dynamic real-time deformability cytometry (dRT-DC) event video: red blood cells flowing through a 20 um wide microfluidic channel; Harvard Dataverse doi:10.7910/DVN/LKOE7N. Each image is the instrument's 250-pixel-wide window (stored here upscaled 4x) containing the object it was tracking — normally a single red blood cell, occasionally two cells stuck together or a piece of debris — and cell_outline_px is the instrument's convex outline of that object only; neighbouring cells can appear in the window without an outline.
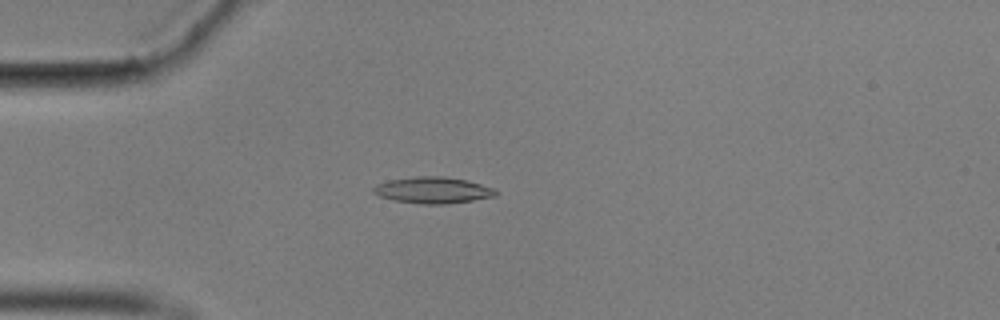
{"species": "common noctule bat (a hibernating species)", "species_latin": "Nyctalus noctula", "temperature_condition": "cold", "stored_images_in_passage": 57, "camera_frame_rate_fps": 3000, "um_per_image_px": 0.085, "animal": {"sex": "male", "body_mass_g": 17.9}, "frame": {"image": 1, "passage_image": 16, "time_ms": 5.0, "image_size_px": [1000, 320], "cell_outline_px": [[496, 196], [448, 204], [424, 204], [396, 200], [380, 196], [372, 192], [372, 188], [376, 184], [388, 180], [416, 176], [444, 176], [464, 180], [480, 184], [492, 188], [496, 192]], "centroid_in_image_um": [36.75, 16.16], "position_along_channel_um": 48.2, "area_um2": 18.55}}
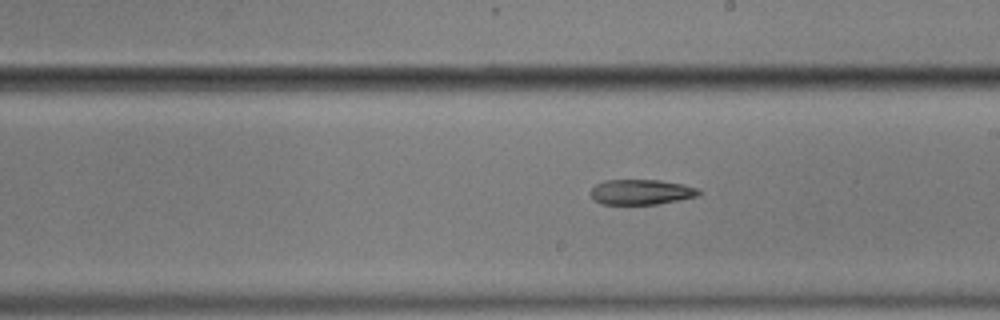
{"frame": {"image": 2, "passage_image": 33, "time_ms": 10.667, "image_size_px": [1000, 320], "cell_outline_px": [[700, 196], [680, 200], [656, 204], [600, 204], [588, 192], [596, 184], [604, 180], [660, 180], [684, 184], [700, 188]], "centroid_in_image_um": [54.53, 16.32], "position_along_channel_um": 234.5, "area_um2": 16.07}}
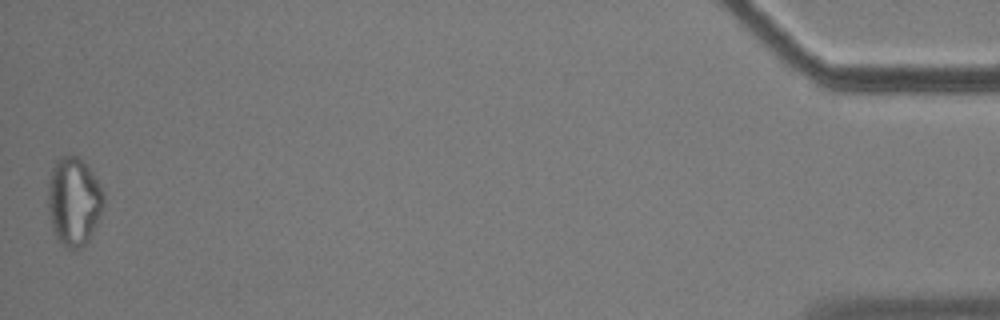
{"frame": {"image": 3, "passage_image": 57, "time_ms": 18.667, "image_size_px": [1000, 320], "cell_outline_px": [[104, 208], [88, 240], [80, 248], [68, 248], [60, 244], [52, 228], [48, 208], [48, 184], [52, 168], [56, 160], [60, 156], [76, 156], [84, 160], [88, 164], [96, 176], [104, 192]], "centroid_in_image_um": [6.29, 17.08], "position_along_channel_um": 428.9, "area_um2": 28.96}}